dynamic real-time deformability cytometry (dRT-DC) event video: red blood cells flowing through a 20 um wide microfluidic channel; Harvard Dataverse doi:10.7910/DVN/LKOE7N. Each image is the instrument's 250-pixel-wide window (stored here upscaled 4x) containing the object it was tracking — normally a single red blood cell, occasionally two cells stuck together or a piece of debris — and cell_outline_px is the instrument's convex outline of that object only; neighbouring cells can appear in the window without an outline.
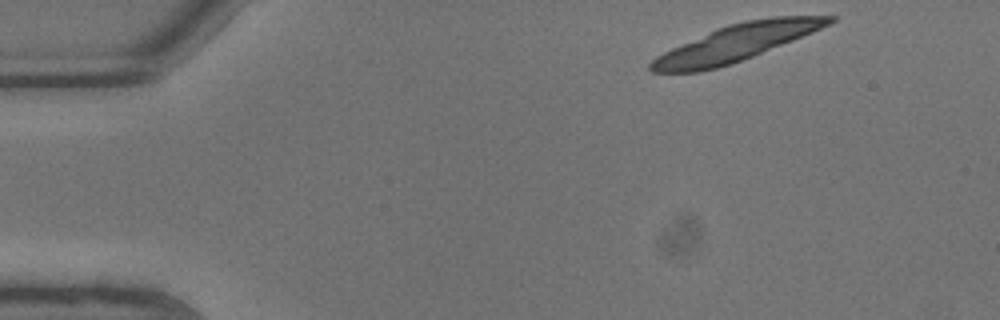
{"species": "common noctule bat (a hibernating species)", "species_latin": "Nyctalus noctula", "temperature_condition": "warm", "stored_images_in_passage": 10, "camera_frame_rate_fps": 3000, "um_per_image_px": 0.085, "animal": {"sex": "male", "body_mass_g": 13.3}, "frame": {"image": 1, "passage_image": 1, "time_ms": 0.0, "image_size_px": [1000, 320], "cell_outline_px": [[836, 20], [812, 32], [732, 64], [700, 72], [652, 72], [648, 68], [648, 64], [656, 56], [672, 48], [716, 28], [728, 24], [744, 20], [772, 16], [836, 16]], "centroid_in_image_um": [62.52, 3.64], "position_along_channel_um": 22.5, "area_um2": 37.57}}